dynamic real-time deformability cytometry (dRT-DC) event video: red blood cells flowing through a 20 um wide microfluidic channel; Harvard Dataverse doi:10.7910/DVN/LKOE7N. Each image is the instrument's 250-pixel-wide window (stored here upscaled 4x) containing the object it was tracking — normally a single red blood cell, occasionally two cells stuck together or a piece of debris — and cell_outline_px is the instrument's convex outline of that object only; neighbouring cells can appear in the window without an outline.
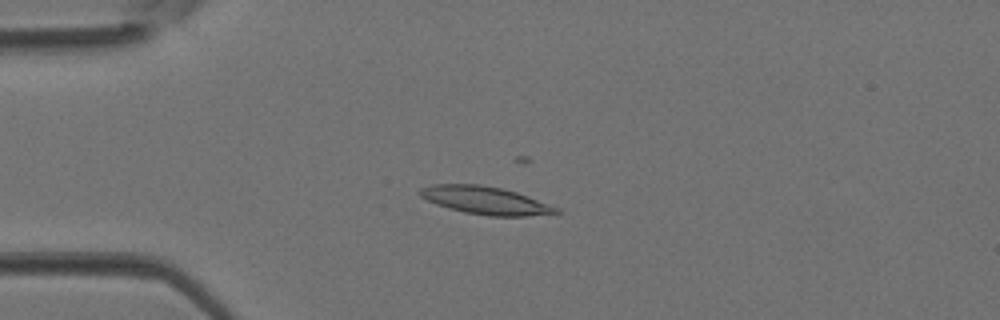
{"species": "Egyptian fruit bat (a non-hibernating species)", "species_latin": "Rousettus aegyptiacus", "temperature_condition": "room temperature", "stored_images_in_passage": 2, "camera_frame_rate_fps": 3000, "um_per_image_px": 0.085, "animal": {"sex": "female"}, "frame": {"image": 1, "passage_image": 2, "time_ms": 0.333, "image_size_px": [1000, 320], "cell_outline_px": [[560, 212], [524, 216], [488, 216], [464, 212], [448, 208], [436, 204], [420, 196], [416, 192], [420, 188], [432, 184], [476, 184], [500, 188], [516, 192], [528, 196], [560, 208]], "centroid_in_image_um": [41.21, 17.03], "position_along_channel_um": 43.8, "area_um2": 21.96}}